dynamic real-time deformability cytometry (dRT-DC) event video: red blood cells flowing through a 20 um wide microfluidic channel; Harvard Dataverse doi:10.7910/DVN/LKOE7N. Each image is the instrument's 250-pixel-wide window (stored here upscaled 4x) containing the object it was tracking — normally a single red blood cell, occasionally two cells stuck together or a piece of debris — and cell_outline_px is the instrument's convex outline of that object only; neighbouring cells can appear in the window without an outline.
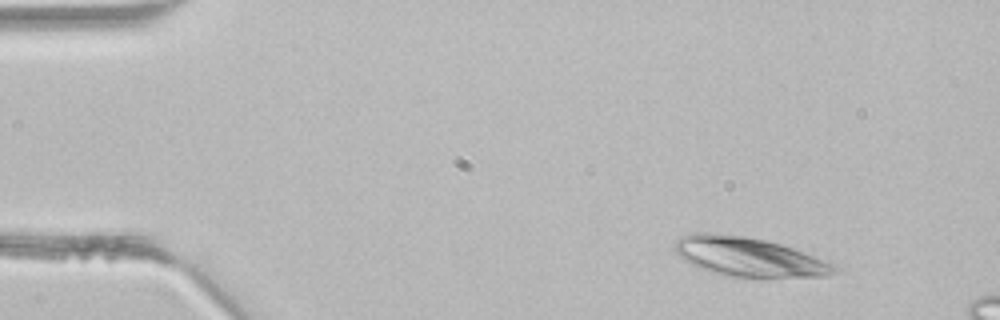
{"species": "common noctule bat (a hibernating species)", "species_latin": "Nyctalus noctula", "temperature_condition": "room temperature", "stored_images_in_passage": 4, "camera_frame_rate_fps": 3000, "um_per_image_px": 0.085, "animal": {"sex": "male", "body_mass_g": 21.5, "forearm_length_mm": 52.0}, "frame": {"image": 1, "passage_image": 1, "time_ms": 0.0, "image_size_px": [1000, 320], "cell_outline_px": [[840, 272], [828, 276], [760, 280], [728, 276], [712, 272], [700, 268], [684, 260], [672, 248], [676, 240], [680, 236], [692, 232], [712, 232], [744, 236], [764, 240], [780, 244], [792, 248], [836, 264], [840, 268]], "centroid_in_image_um": [63.7, 21.88], "position_along_channel_um": 21.3, "area_um2": 37.63}}